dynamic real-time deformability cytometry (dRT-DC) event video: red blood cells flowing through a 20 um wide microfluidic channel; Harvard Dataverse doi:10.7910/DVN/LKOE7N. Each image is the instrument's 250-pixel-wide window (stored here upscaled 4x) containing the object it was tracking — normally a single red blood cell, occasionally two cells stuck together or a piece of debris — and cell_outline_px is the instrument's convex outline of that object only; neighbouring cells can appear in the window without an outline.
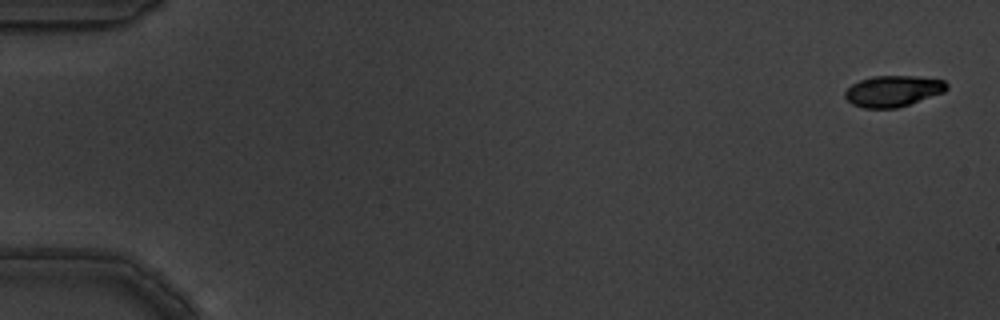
{"species": "common noctule bat (a hibernating species)", "species_latin": "Nyctalus noctula", "temperature_condition": "warm", "stored_images_in_passage": 5, "camera_frame_rate_fps": 3000, "um_per_image_px": 0.085, "animal": {"sex": "male", "body_mass_g": 19.5, "forearm_length_mm": 54.6}, "frame": {"image": 1, "passage_image": 1, "time_ms": 0.0, "image_size_px": [1000, 320], "cell_outline_px": [[948, 88], [944, 92], [896, 108], [864, 108], [852, 104], [844, 96], [844, 92], [852, 84], [860, 80], [872, 76], [916, 76], [944, 80], [948, 84]], "centroid_in_image_um": [75.9, 7.73], "position_along_channel_um": 9.1, "area_um2": 18.32}}
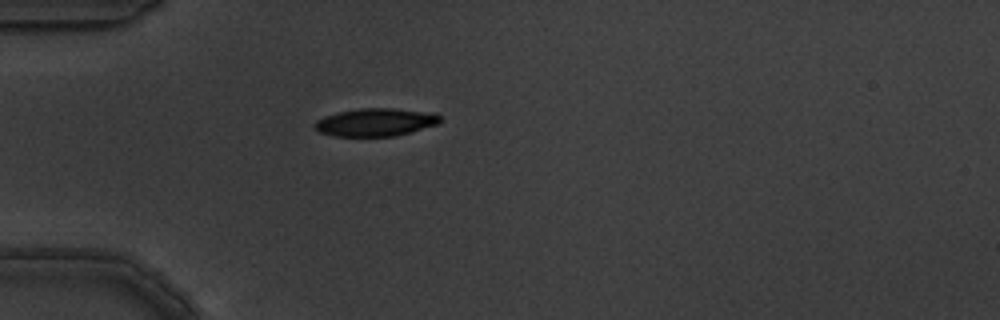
{"frame": {"image": 2, "passage_image": 5, "time_ms": 1.333, "image_size_px": [1000, 320], "cell_outline_px": [[440, 120], [436, 124], [396, 136], [336, 136], [320, 132], [316, 128], [316, 120], [324, 116], [340, 112], [360, 108], [392, 108], [424, 112], [440, 116]], "centroid_in_image_um": [31.88, 10.39], "position_along_channel_um": 53.1, "area_um2": 19.83}}